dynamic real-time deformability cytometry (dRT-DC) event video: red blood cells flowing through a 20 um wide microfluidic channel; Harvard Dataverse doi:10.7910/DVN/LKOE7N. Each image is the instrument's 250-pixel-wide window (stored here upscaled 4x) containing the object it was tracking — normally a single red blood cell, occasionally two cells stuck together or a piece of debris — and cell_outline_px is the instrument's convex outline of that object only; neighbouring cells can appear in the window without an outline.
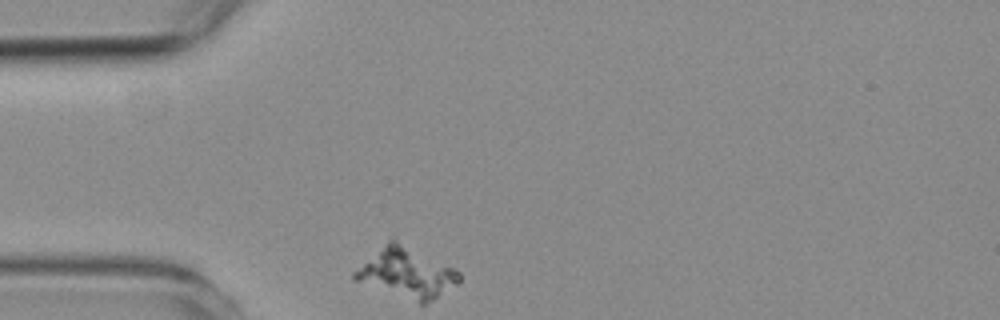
{"species": "common noctule bat (a hibernating species)", "species_latin": "Nyctalus noctula", "temperature_condition": "room temperature", "stored_images_in_passage": 33, "camera_frame_rate_fps": 3000, "um_per_image_px": 0.085, "animal": {"sex": "female", "body_mass_g": 19.3, "forearm_length_mm": 54.1}, "frame": {"image": 1, "passage_image": 1, "time_ms": 0.0, "image_size_px": [1000, 320], "cell_outline_px": [[460, 284], [432, 300], [424, 304], [420, 304], [352, 280], [352, 272], [388, 240], [396, 240], [456, 268], [460, 272]], "centroid_in_image_um": [34.58, 23.22], "position_along_channel_um": 50.4, "area_um2": 30.4}}
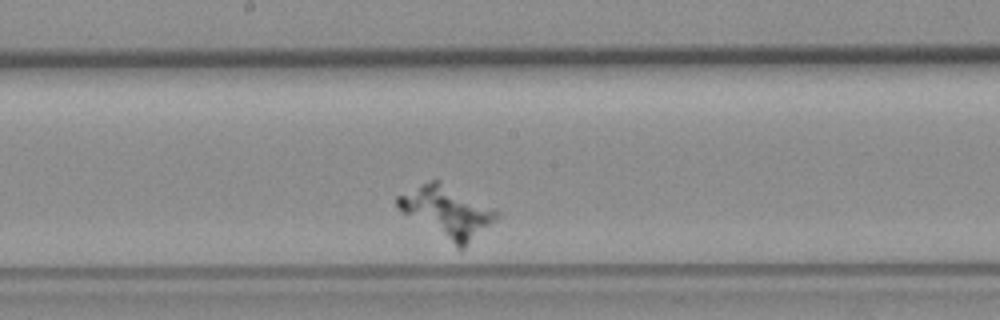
{"frame": {"image": 2, "passage_image": 17, "time_ms": 5.333, "image_size_px": [1000, 320], "cell_outline_px": [[500, 216], [496, 220], [464, 248], [456, 248], [400, 212], [396, 208], [396, 196], [420, 184], [432, 180], [436, 180], [496, 208], [500, 212]], "centroid_in_image_um": [37.99, 18.04], "position_along_channel_um": 210.2, "area_um2": 29.77}}
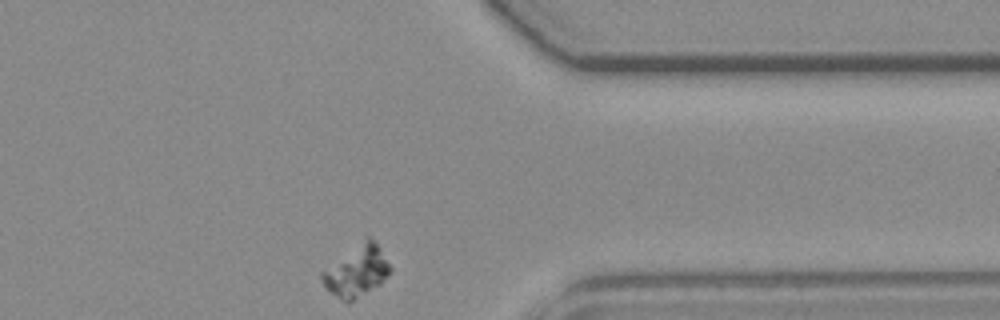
{"frame": {"image": 3, "passage_image": 33, "time_ms": 10.667, "image_size_px": [1000, 320], "cell_outline_px": [[392, 268], [388, 276], [380, 284], [352, 300], [344, 300], [324, 288], [320, 276], [320, 272], [364, 236], [372, 236], [380, 248]], "centroid_in_image_um": [30.31, 22.96], "position_along_channel_um": 381.1, "area_um2": 20.35}}